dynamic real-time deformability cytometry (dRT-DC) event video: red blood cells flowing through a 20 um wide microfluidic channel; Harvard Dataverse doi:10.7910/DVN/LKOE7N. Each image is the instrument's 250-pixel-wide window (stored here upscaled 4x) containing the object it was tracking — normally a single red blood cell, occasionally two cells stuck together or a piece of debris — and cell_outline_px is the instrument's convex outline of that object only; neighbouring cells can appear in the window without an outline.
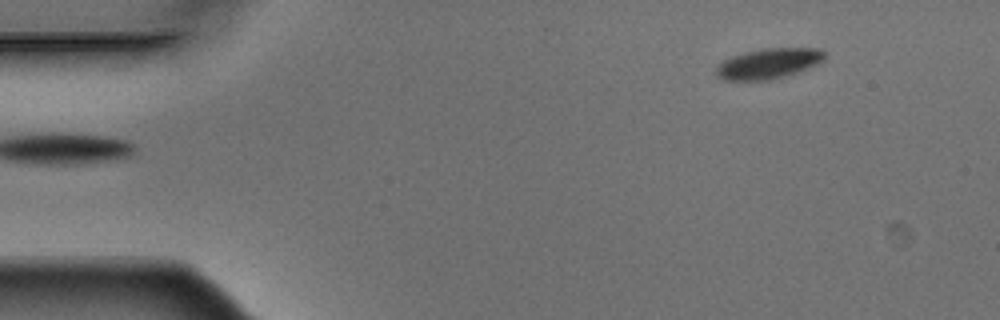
{"species": "Egyptian fruit bat (a non-hibernating species)", "species_latin": "Rousettus aegyptiacus", "temperature_condition": "warm", "stored_images_in_passage": 9, "camera_frame_rate_fps": 3000, "um_per_image_px": 0.085, "animal": {"sex": "male"}, "frame": {"image": 1, "passage_image": 1, "time_ms": 0.0, "image_size_px": [1000, 320], "cell_outline_px": [[824, 60], [808, 68], [784, 76], [768, 80], [724, 80], [716, 76], [716, 68], [724, 60], [732, 56], [744, 52], [764, 48], [820, 48], [824, 52]], "centroid_in_image_um": [65.31, 5.39], "position_along_channel_um": 19.7, "area_um2": 19.02}}
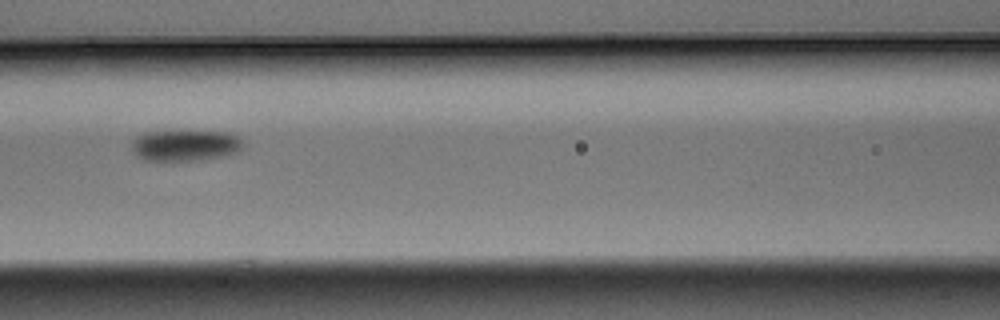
{"frame": {"image": 2, "passage_image": 6, "time_ms": 1.667, "image_size_px": [1000, 320], "cell_outline_px": [[240, 148], [236, 152], [220, 156], [192, 160], [148, 160], [140, 156], [136, 152], [132, 144], [140, 136], [148, 132], [228, 132], [236, 136], [240, 140]], "centroid_in_image_um": [15.77, 12.36], "position_along_channel_um": 150.8, "area_um2": 18.96}}
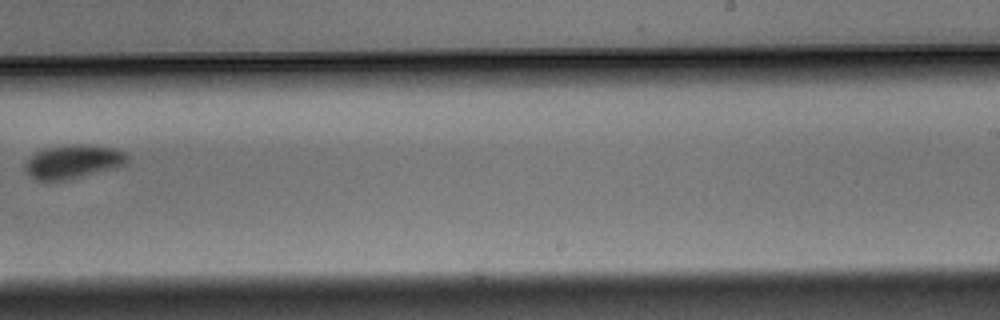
{"frame": {"image": 3, "passage_image": 9, "time_ms": 2.667, "image_size_px": [1000, 320], "cell_outline_px": [[128, 160], [124, 164], [116, 168], [80, 176], [60, 180], [36, 180], [28, 172], [28, 160], [32, 156], [48, 148], [112, 148], [124, 152], [128, 156]], "centroid_in_image_um": [6.27, 13.81], "position_along_channel_um": 282.7, "area_um2": 18.09}}